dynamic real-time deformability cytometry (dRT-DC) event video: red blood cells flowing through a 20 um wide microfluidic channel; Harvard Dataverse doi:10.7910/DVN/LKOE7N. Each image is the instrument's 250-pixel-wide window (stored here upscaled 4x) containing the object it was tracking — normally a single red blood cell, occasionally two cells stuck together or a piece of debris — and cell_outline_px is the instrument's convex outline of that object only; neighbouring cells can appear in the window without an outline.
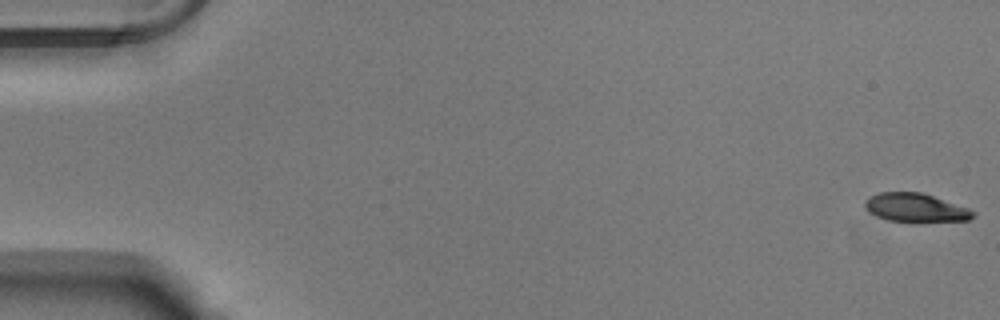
{"species": "Egyptian fruit bat (a non-hibernating species)", "species_latin": "Rousettus aegyptiacus", "temperature_condition": "warm", "stored_images_in_passage": 54, "camera_frame_rate_fps": 3000, "um_per_image_px": 0.085, "animal": {"sex": "male"}, "frame": {"image": 1, "passage_image": 1, "time_ms": 0.0, "image_size_px": [1000, 320], "cell_outline_px": [[976, 216], [968, 220], [888, 220], [876, 216], [868, 212], [864, 208], [864, 200], [880, 192], [920, 192], [968, 208], [976, 212]], "centroid_in_image_um": [77.78, 17.63], "position_along_channel_um": 7.2, "area_um2": 17.46}}
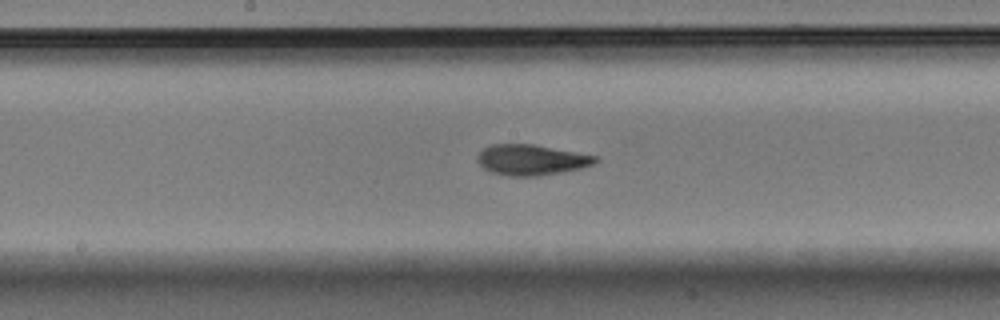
{"frame": {"image": 2, "passage_image": 29, "time_ms": 9.333, "image_size_px": [1000, 320], "cell_outline_px": [[600, 160], [592, 164], [580, 168], [540, 176], [508, 176], [492, 172], [484, 168], [476, 160], [476, 156], [484, 148], [492, 144], [532, 144], [596, 156]], "centroid_in_image_um": [45.13, 13.59], "position_along_channel_um": 203.1, "area_um2": 20.81}}
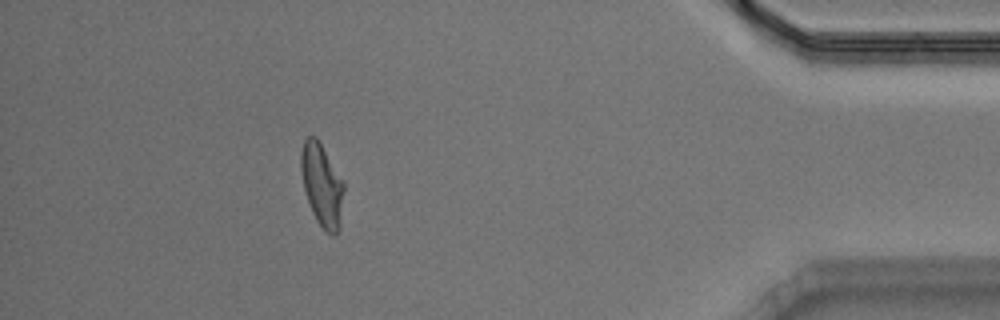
{"frame": {"image": 3, "passage_image": 49, "time_ms": 16.0, "image_size_px": [1000, 320], "cell_outline_px": [[344, 192], [340, 228], [332, 236], [316, 220], [312, 212], [304, 188], [300, 168], [300, 152], [304, 140], [308, 136], [316, 136], [344, 184]], "centroid_in_image_um": [27.35, 15.72], "position_along_channel_um": 407.8, "area_um2": 20.35}, "authors_computed_cell_mechanics": {"area_um2": 20.2878, "velocity_mm_per_s": 3.7916, "shape_relaxation_time_tau1_ms": 4.1345, "shape_relaxation_time_tau2_ms": 2.0491, "deformation_change_tau1": 0.1793, "deformation_change_tau2": 0.0994}}